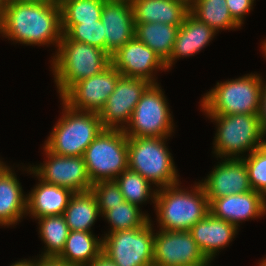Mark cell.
<instances>
[{"label":"cell","mask_w":266,"mask_h":266,"mask_svg":"<svg viewBox=\"0 0 266 266\" xmlns=\"http://www.w3.org/2000/svg\"><path fill=\"white\" fill-rule=\"evenodd\" d=\"M41 240L46 245L39 257H57L64 249L70 229L64 215L37 218Z\"/></svg>","instance_id":"f1b7e54d"},{"label":"cell","mask_w":266,"mask_h":266,"mask_svg":"<svg viewBox=\"0 0 266 266\" xmlns=\"http://www.w3.org/2000/svg\"><path fill=\"white\" fill-rule=\"evenodd\" d=\"M6 165L4 162H2V160H0V170L2 169V167Z\"/></svg>","instance_id":"f6af8a7d"},{"label":"cell","mask_w":266,"mask_h":266,"mask_svg":"<svg viewBox=\"0 0 266 266\" xmlns=\"http://www.w3.org/2000/svg\"><path fill=\"white\" fill-rule=\"evenodd\" d=\"M208 259L190 231L157 230L153 242V266H194Z\"/></svg>","instance_id":"4fadbf2b"},{"label":"cell","mask_w":266,"mask_h":266,"mask_svg":"<svg viewBox=\"0 0 266 266\" xmlns=\"http://www.w3.org/2000/svg\"><path fill=\"white\" fill-rule=\"evenodd\" d=\"M9 2L45 3V2H59V0H9Z\"/></svg>","instance_id":"ab89813d"},{"label":"cell","mask_w":266,"mask_h":266,"mask_svg":"<svg viewBox=\"0 0 266 266\" xmlns=\"http://www.w3.org/2000/svg\"><path fill=\"white\" fill-rule=\"evenodd\" d=\"M189 12L216 32L241 27L232 18L226 0H192Z\"/></svg>","instance_id":"4316f807"},{"label":"cell","mask_w":266,"mask_h":266,"mask_svg":"<svg viewBox=\"0 0 266 266\" xmlns=\"http://www.w3.org/2000/svg\"><path fill=\"white\" fill-rule=\"evenodd\" d=\"M207 178L200 181L209 204L215 198L227 195L246 193L251 190L247 168L243 159L222 158Z\"/></svg>","instance_id":"2e32d148"},{"label":"cell","mask_w":266,"mask_h":266,"mask_svg":"<svg viewBox=\"0 0 266 266\" xmlns=\"http://www.w3.org/2000/svg\"><path fill=\"white\" fill-rule=\"evenodd\" d=\"M183 1L187 2L190 5L192 0H183Z\"/></svg>","instance_id":"7dc6e473"},{"label":"cell","mask_w":266,"mask_h":266,"mask_svg":"<svg viewBox=\"0 0 266 266\" xmlns=\"http://www.w3.org/2000/svg\"><path fill=\"white\" fill-rule=\"evenodd\" d=\"M238 229L234 224L217 218L209 212L189 231L206 258L214 260L217 252L233 241Z\"/></svg>","instance_id":"d6986e66"},{"label":"cell","mask_w":266,"mask_h":266,"mask_svg":"<svg viewBox=\"0 0 266 266\" xmlns=\"http://www.w3.org/2000/svg\"><path fill=\"white\" fill-rule=\"evenodd\" d=\"M105 34V51L112 56L134 38V13L130 2L106 0L101 19Z\"/></svg>","instance_id":"e0dca14e"},{"label":"cell","mask_w":266,"mask_h":266,"mask_svg":"<svg viewBox=\"0 0 266 266\" xmlns=\"http://www.w3.org/2000/svg\"><path fill=\"white\" fill-rule=\"evenodd\" d=\"M122 75L110 64L104 71L73 84L61 97L65 104L78 111L99 113Z\"/></svg>","instance_id":"7c38bea8"},{"label":"cell","mask_w":266,"mask_h":266,"mask_svg":"<svg viewBox=\"0 0 266 266\" xmlns=\"http://www.w3.org/2000/svg\"><path fill=\"white\" fill-rule=\"evenodd\" d=\"M179 27L158 22L135 23L134 37L151 48L165 63L172 54Z\"/></svg>","instance_id":"d4e9b609"},{"label":"cell","mask_w":266,"mask_h":266,"mask_svg":"<svg viewBox=\"0 0 266 266\" xmlns=\"http://www.w3.org/2000/svg\"><path fill=\"white\" fill-rule=\"evenodd\" d=\"M174 126L164 92L156 83L142 94L123 131L127 137H171Z\"/></svg>","instance_id":"9c48e42d"},{"label":"cell","mask_w":266,"mask_h":266,"mask_svg":"<svg viewBox=\"0 0 266 266\" xmlns=\"http://www.w3.org/2000/svg\"><path fill=\"white\" fill-rule=\"evenodd\" d=\"M102 246V237L70 230L64 249L56 258L72 266H87L102 254Z\"/></svg>","instance_id":"cb8c5ba5"},{"label":"cell","mask_w":266,"mask_h":266,"mask_svg":"<svg viewBox=\"0 0 266 266\" xmlns=\"http://www.w3.org/2000/svg\"><path fill=\"white\" fill-rule=\"evenodd\" d=\"M259 123L264 136H266V84L263 81L259 105Z\"/></svg>","instance_id":"d590c367"},{"label":"cell","mask_w":266,"mask_h":266,"mask_svg":"<svg viewBox=\"0 0 266 266\" xmlns=\"http://www.w3.org/2000/svg\"><path fill=\"white\" fill-rule=\"evenodd\" d=\"M251 188L266 198V143L242 158Z\"/></svg>","instance_id":"1f68e13d"},{"label":"cell","mask_w":266,"mask_h":266,"mask_svg":"<svg viewBox=\"0 0 266 266\" xmlns=\"http://www.w3.org/2000/svg\"><path fill=\"white\" fill-rule=\"evenodd\" d=\"M65 35L70 40L86 43L105 51L104 26L101 20L74 24Z\"/></svg>","instance_id":"d6a6232c"},{"label":"cell","mask_w":266,"mask_h":266,"mask_svg":"<svg viewBox=\"0 0 266 266\" xmlns=\"http://www.w3.org/2000/svg\"><path fill=\"white\" fill-rule=\"evenodd\" d=\"M38 183L26 198V214L31 218L62 215L74 192L69 188L48 184L38 178Z\"/></svg>","instance_id":"44dd1931"},{"label":"cell","mask_w":266,"mask_h":266,"mask_svg":"<svg viewBox=\"0 0 266 266\" xmlns=\"http://www.w3.org/2000/svg\"><path fill=\"white\" fill-rule=\"evenodd\" d=\"M61 102L63 114L43 146L54 154L83 156L104 129L99 113L78 111Z\"/></svg>","instance_id":"277c9868"},{"label":"cell","mask_w":266,"mask_h":266,"mask_svg":"<svg viewBox=\"0 0 266 266\" xmlns=\"http://www.w3.org/2000/svg\"><path fill=\"white\" fill-rule=\"evenodd\" d=\"M9 4V0H0V17L4 13L5 7Z\"/></svg>","instance_id":"60d3db41"},{"label":"cell","mask_w":266,"mask_h":266,"mask_svg":"<svg viewBox=\"0 0 266 266\" xmlns=\"http://www.w3.org/2000/svg\"><path fill=\"white\" fill-rule=\"evenodd\" d=\"M179 183L157 188L155 209L160 230L189 231L209 211L206 192L199 182L192 189H182Z\"/></svg>","instance_id":"7a4b0ae2"},{"label":"cell","mask_w":266,"mask_h":266,"mask_svg":"<svg viewBox=\"0 0 266 266\" xmlns=\"http://www.w3.org/2000/svg\"><path fill=\"white\" fill-rule=\"evenodd\" d=\"M134 23L183 24L189 4L183 0H132Z\"/></svg>","instance_id":"7402d4cb"},{"label":"cell","mask_w":266,"mask_h":266,"mask_svg":"<svg viewBox=\"0 0 266 266\" xmlns=\"http://www.w3.org/2000/svg\"><path fill=\"white\" fill-rule=\"evenodd\" d=\"M55 53L50 62L60 97L73 84L101 73L111 64V56L106 51L70 40L65 34Z\"/></svg>","instance_id":"3957f363"},{"label":"cell","mask_w":266,"mask_h":266,"mask_svg":"<svg viewBox=\"0 0 266 266\" xmlns=\"http://www.w3.org/2000/svg\"><path fill=\"white\" fill-rule=\"evenodd\" d=\"M63 215L71 231L92 232L91 227L101 216L96 196L91 191L74 193Z\"/></svg>","instance_id":"484cf974"},{"label":"cell","mask_w":266,"mask_h":266,"mask_svg":"<svg viewBox=\"0 0 266 266\" xmlns=\"http://www.w3.org/2000/svg\"><path fill=\"white\" fill-rule=\"evenodd\" d=\"M232 18L242 26L245 15L253 9L254 0H226Z\"/></svg>","instance_id":"e575fe53"},{"label":"cell","mask_w":266,"mask_h":266,"mask_svg":"<svg viewBox=\"0 0 266 266\" xmlns=\"http://www.w3.org/2000/svg\"><path fill=\"white\" fill-rule=\"evenodd\" d=\"M216 34L213 28L199 21L189 12L178 29L172 54L165 62L166 69H171L177 59L194 56L203 50Z\"/></svg>","instance_id":"ffe728a7"},{"label":"cell","mask_w":266,"mask_h":266,"mask_svg":"<svg viewBox=\"0 0 266 266\" xmlns=\"http://www.w3.org/2000/svg\"><path fill=\"white\" fill-rule=\"evenodd\" d=\"M111 64L122 76L144 79L152 84L157 83L155 71L167 70L161 58L135 37L112 54Z\"/></svg>","instance_id":"9a60e30c"},{"label":"cell","mask_w":266,"mask_h":266,"mask_svg":"<svg viewBox=\"0 0 266 266\" xmlns=\"http://www.w3.org/2000/svg\"><path fill=\"white\" fill-rule=\"evenodd\" d=\"M262 52L264 53V56L266 57V39H265V41L264 42H262Z\"/></svg>","instance_id":"7bdbcfd3"},{"label":"cell","mask_w":266,"mask_h":266,"mask_svg":"<svg viewBox=\"0 0 266 266\" xmlns=\"http://www.w3.org/2000/svg\"><path fill=\"white\" fill-rule=\"evenodd\" d=\"M35 266H72L68 263H65L56 257H39L35 260Z\"/></svg>","instance_id":"8d00e7d4"},{"label":"cell","mask_w":266,"mask_h":266,"mask_svg":"<svg viewBox=\"0 0 266 266\" xmlns=\"http://www.w3.org/2000/svg\"><path fill=\"white\" fill-rule=\"evenodd\" d=\"M87 266H117L114 262L110 261L105 255L101 254L91 264Z\"/></svg>","instance_id":"74e56055"},{"label":"cell","mask_w":266,"mask_h":266,"mask_svg":"<svg viewBox=\"0 0 266 266\" xmlns=\"http://www.w3.org/2000/svg\"><path fill=\"white\" fill-rule=\"evenodd\" d=\"M211 259H208L206 262L202 263V264H197V265H194V266H211Z\"/></svg>","instance_id":"b9f144b4"},{"label":"cell","mask_w":266,"mask_h":266,"mask_svg":"<svg viewBox=\"0 0 266 266\" xmlns=\"http://www.w3.org/2000/svg\"><path fill=\"white\" fill-rule=\"evenodd\" d=\"M91 192L96 196L101 215L125 201L115 180L95 182L92 184Z\"/></svg>","instance_id":"836d02e7"},{"label":"cell","mask_w":266,"mask_h":266,"mask_svg":"<svg viewBox=\"0 0 266 266\" xmlns=\"http://www.w3.org/2000/svg\"><path fill=\"white\" fill-rule=\"evenodd\" d=\"M83 158L92 184L115 180L128 169V137L123 130L103 129Z\"/></svg>","instance_id":"ba28073f"},{"label":"cell","mask_w":266,"mask_h":266,"mask_svg":"<svg viewBox=\"0 0 266 266\" xmlns=\"http://www.w3.org/2000/svg\"><path fill=\"white\" fill-rule=\"evenodd\" d=\"M262 84V76L252 73L230 81L217 82L202 97L201 111L219 115L258 114Z\"/></svg>","instance_id":"8992f818"},{"label":"cell","mask_w":266,"mask_h":266,"mask_svg":"<svg viewBox=\"0 0 266 266\" xmlns=\"http://www.w3.org/2000/svg\"><path fill=\"white\" fill-rule=\"evenodd\" d=\"M48 160L40 165L28 166L27 171L45 183L69 188L74 193L91 191L92 182L88 176L83 156H63L43 147Z\"/></svg>","instance_id":"8fae6325"},{"label":"cell","mask_w":266,"mask_h":266,"mask_svg":"<svg viewBox=\"0 0 266 266\" xmlns=\"http://www.w3.org/2000/svg\"><path fill=\"white\" fill-rule=\"evenodd\" d=\"M217 126L213 145L216 158H244L266 143L258 114H206ZM241 154V155H240Z\"/></svg>","instance_id":"5b68a950"},{"label":"cell","mask_w":266,"mask_h":266,"mask_svg":"<svg viewBox=\"0 0 266 266\" xmlns=\"http://www.w3.org/2000/svg\"><path fill=\"white\" fill-rule=\"evenodd\" d=\"M209 211L215 217L232 223L238 228L244 220L266 215V198L254 190L227 195L215 198L209 204Z\"/></svg>","instance_id":"ac0fdd59"},{"label":"cell","mask_w":266,"mask_h":266,"mask_svg":"<svg viewBox=\"0 0 266 266\" xmlns=\"http://www.w3.org/2000/svg\"><path fill=\"white\" fill-rule=\"evenodd\" d=\"M10 266H35V259L34 260L21 259V261H17Z\"/></svg>","instance_id":"f35d334b"},{"label":"cell","mask_w":266,"mask_h":266,"mask_svg":"<svg viewBox=\"0 0 266 266\" xmlns=\"http://www.w3.org/2000/svg\"><path fill=\"white\" fill-rule=\"evenodd\" d=\"M101 217H104L111 226L108 233L143 227L151 221L149 215L142 213L139 206L127 201L113 206L112 209L105 211Z\"/></svg>","instance_id":"f546056e"},{"label":"cell","mask_w":266,"mask_h":266,"mask_svg":"<svg viewBox=\"0 0 266 266\" xmlns=\"http://www.w3.org/2000/svg\"><path fill=\"white\" fill-rule=\"evenodd\" d=\"M259 264V266H266V258L264 259H262L261 261H260V263H258Z\"/></svg>","instance_id":"ee69618b"},{"label":"cell","mask_w":266,"mask_h":266,"mask_svg":"<svg viewBox=\"0 0 266 266\" xmlns=\"http://www.w3.org/2000/svg\"><path fill=\"white\" fill-rule=\"evenodd\" d=\"M168 137H128V169L139 173L155 188L180 183L166 141Z\"/></svg>","instance_id":"52a82bcc"},{"label":"cell","mask_w":266,"mask_h":266,"mask_svg":"<svg viewBox=\"0 0 266 266\" xmlns=\"http://www.w3.org/2000/svg\"><path fill=\"white\" fill-rule=\"evenodd\" d=\"M152 220L143 227L105 233L102 254L117 266H153Z\"/></svg>","instance_id":"30bf717a"},{"label":"cell","mask_w":266,"mask_h":266,"mask_svg":"<svg viewBox=\"0 0 266 266\" xmlns=\"http://www.w3.org/2000/svg\"><path fill=\"white\" fill-rule=\"evenodd\" d=\"M0 34L24 45H55L62 38L59 2H9L0 17Z\"/></svg>","instance_id":"6da1fadb"},{"label":"cell","mask_w":266,"mask_h":266,"mask_svg":"<svg viewBox=\"0 0 266 266\" xmlns=\"http://www.w3.org/2000/svg\"><path fill=\"white\" fill-rule=\"evenodd\" d=\"M151 84L144 79L121 76L99 112L104 129L124 130L142 94Z\"/></svg>","instance_id":"5bb4252c"},{"label":"cell","mask_w":266,"mask_h":266,"mask_svg":"<svg viewBox=\"0 0 266 266\" xmlns=\"http://www.w3.org/2000/svg\"><path fill=\"white\" fill-rule=\"evenodd\" d=\"M115 181L119 185L125 201L140 206L151 197L150 200L152 199V203H155L157 188L153 190L152 183L139 173L127 169Z\"/></svg>","instance_id":"4dcf8cb0"},{"label":"cell","mask_w":266,"mask_h":266,"mask_svg":"<svg viewBox=\"0 0 266 266\" xmlns=\"http://www.w3.org/2000/svg\"><path fill=\"white\" fill-rule=\"evenodd\" d=\"M110 1H125V2H132V0H110Z\"/></svg>","instance_id":"bcb514c9"},{"label":"cell","mask_w":266,"mask_h":266,"mask_svg":"<svg viewBox=\"0 0 266 266\" xmlns=\"http://www.w3.org/2000/svg\"><path fill=\"white\" fill-rule=\"evenodd\" d=\"M12 168L0 170V226H13L26 215V198Z\"/></svg>","instance_id":"603a6c76"},{"label":"cell","mask_w":266,"mask_h":266,"mask_svg":"<svg viewBox=\"0 0 266 266\" xmlns=\"http://www.w3.org/2000/svg\"><path fill=\"white\" fill-rule=\"evenodd\" d=\"M105 1L59 0L62 33L65 34L74 24L100 20Z\"/></svg>","instance_id":"83f0119b"}]
</instances>
